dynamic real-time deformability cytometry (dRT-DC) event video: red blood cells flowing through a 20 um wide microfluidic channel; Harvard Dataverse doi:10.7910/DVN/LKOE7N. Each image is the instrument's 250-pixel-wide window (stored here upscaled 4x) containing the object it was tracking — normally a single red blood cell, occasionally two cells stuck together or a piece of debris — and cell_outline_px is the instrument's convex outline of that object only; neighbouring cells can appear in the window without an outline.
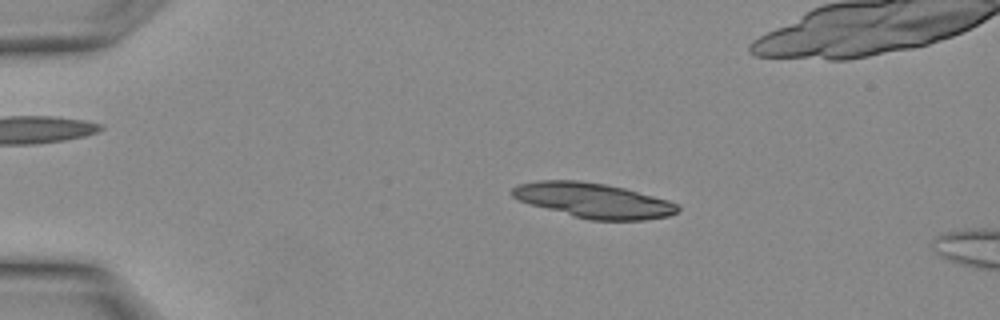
{"species": "Egyptian fruit bat (a non-hibernating species)", "species_latin": "Rousettus aegyptiacus", "temperature_condition": "warm", "stored_images_in_passage": 4, "camera_frame_rate_fps": 3000, "um_per_image_px": 0.085, "animal": {"sex": "female"}, "frame": {"image": 1, "passage_image": 1, "time_ms": 0.0, "image_size_px": [1000, 320], "cell_outline_px": [[680, 208], [676, 212], [668, 216], [644, 220], [588, 220], [572, 216], [532, 204], [520, 200], [512, 196], [512, 188], [516, 184], [540, 180], [580, 180], [604, 184], [624, 188], [668, 200], [680, 204]], "centroid_in_image_um": [50.45, 17.03], "position_along_channel_um": 34.5, "area_um2": 33.52}}